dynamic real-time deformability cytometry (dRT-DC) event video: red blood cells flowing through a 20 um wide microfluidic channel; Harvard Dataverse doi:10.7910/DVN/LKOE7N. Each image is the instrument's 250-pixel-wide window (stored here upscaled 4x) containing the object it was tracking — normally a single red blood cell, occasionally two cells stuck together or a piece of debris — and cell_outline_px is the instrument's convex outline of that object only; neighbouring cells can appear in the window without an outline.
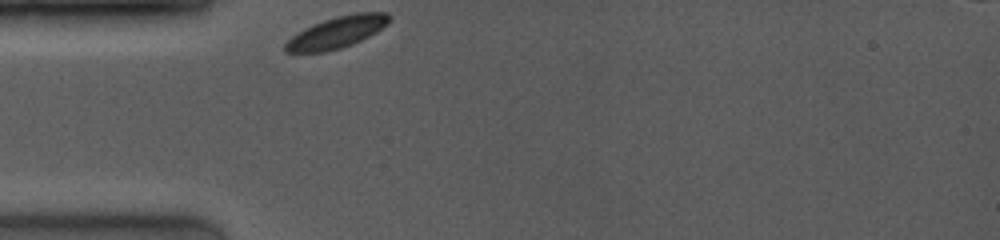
{"species": "common noctule bat (a hibernating species)", "species_latin": "Nyctalus noctula", "temperature_condition": "room temperature", "stored_images_in_passage": 54, "camera_frame_rate_fps": 4000, "um_per_image_px": 0.085, "animal": {"sex": "female", "body_mass_g": 19.0, "forearm_length_mm": 53.3}, "frame": {"image": 1, "passage_image": 1, "time_ms": 0.0, "image_size_px": [1000, 240], "cell_outline_px": [[388, 24], [376, 32], [352, 44], [328, 52], [284, 52], [284, 44], [292, 36], [304, 28], [312, 24], [336, 16], [356, 12], [388, 12]], "centroid_in_image_um": [28.61, 2.74], "position_along_channel_um": 56.4, "area_um2": 19.02}}
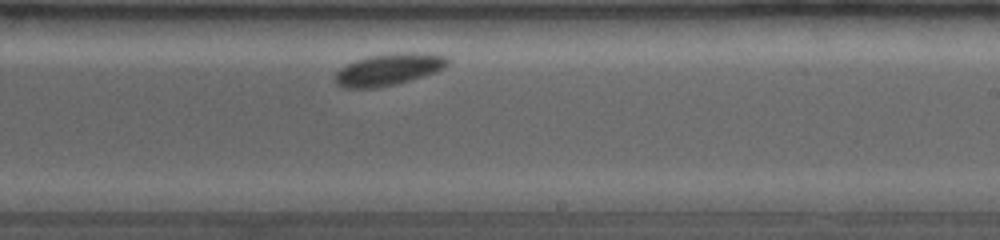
{"frame": {"image": 2, "passage_image": 35, "time_ms": 5.5, "image_size_px": [1000, 240], "cell_outline_px": [[452, 60], [444, 68], [436, 72], [396, 84], [376, 88], [344, 88], [336, 84], [336, 72], [340, 68], [356, 60], [368, 56], [396, 52], [424, 52], [448, 56]], "centroid_in_image_um": [33.09, 5.88], "position_along_channel_um": 255.9, "area_um2": 21.1}}
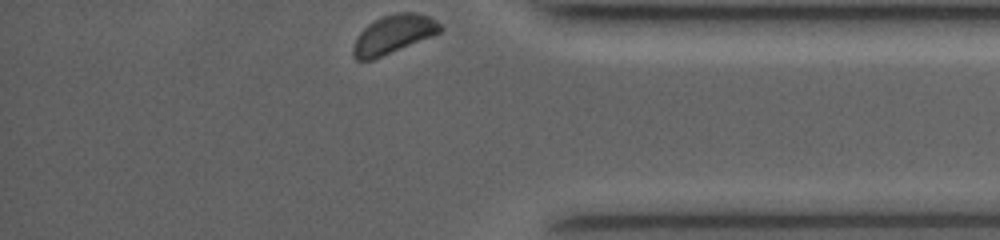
{"frame": {"image": 3, "passage_image": 54, "time_ms": 9.5, "image_size_px": [1000, 240], "cell_outline_px": [[444, 28], [440, 32], [432, 36], [372, 60], [356, 60], [352, 56], [352, 48], [356, 36], [368, 24], [384, 16], [400, 12], [412, 12], [428, 16], [436, 20]], "centroid_in_image_um": [33.42, 2.93], "position_along_channel_um": 401.8, "area_um2": 19.42}}